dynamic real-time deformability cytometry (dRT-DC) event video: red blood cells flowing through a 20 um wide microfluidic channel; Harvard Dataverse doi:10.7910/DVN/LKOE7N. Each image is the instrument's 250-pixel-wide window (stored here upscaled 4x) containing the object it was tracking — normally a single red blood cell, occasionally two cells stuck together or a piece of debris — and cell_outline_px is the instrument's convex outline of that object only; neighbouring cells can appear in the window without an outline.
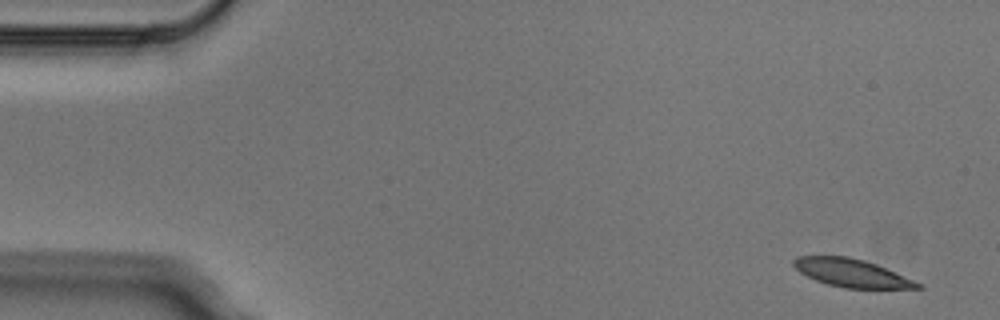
{"species": "Egyptian fruit bat (a non-hibernating species)", "species_latin": "Rousettus aegyptiacus", "temperature_condition": "cold", "stored_images_in_passage": 5, "segment_of_instrument_passage": [1, 2], "camera_frame_rate_fps": 3000, "um_per_image_px": 0.085, "animal": {"sex": "male"}, "frame": {"image": 1, "passage_image": 1, "time_ms": 0.0, "image_size_px": [1000, 320], "cell_outline_px": [[924, 288], [844, 288], [828, 284], [816, 280], [800, 272], [792, 264], [792, 260], [796, 256], [848, 256], [864, 260], [876, 264], [912, 280], [920, 284]], "centroid_in_image_um": [72.33, 23.19], "position_along_channel_um": 12.7, "area_um2": 19.88}}
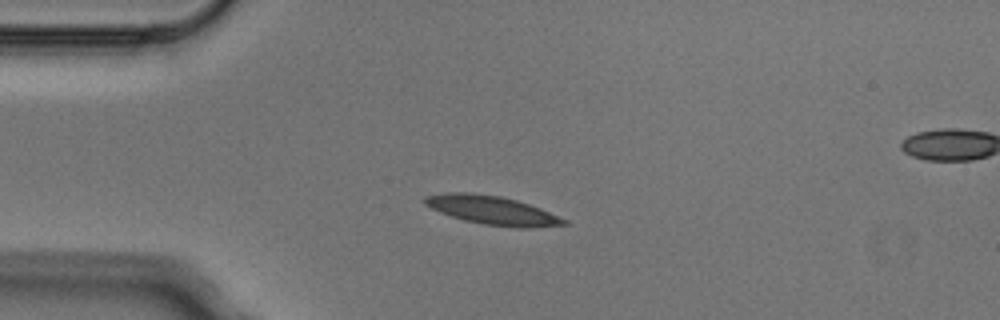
{"frame": {"image": 2, "passage_image": 4, "time_ms": 1.0, "image_size_px": [1000, 320], "cell_outline_px": [[568, 224], [528, 228], [516, 228], [484, 224], [464, 220], [440, 212], [424, 204], [424, 196], [448, 192], [468, 192], [500, 196], [516, 200], [540, 208], [568, 220]], "centroid_in_image_um": [41.84, 17.87], "position_along_channel_um": 43.2, "area_um2": 23.12}}